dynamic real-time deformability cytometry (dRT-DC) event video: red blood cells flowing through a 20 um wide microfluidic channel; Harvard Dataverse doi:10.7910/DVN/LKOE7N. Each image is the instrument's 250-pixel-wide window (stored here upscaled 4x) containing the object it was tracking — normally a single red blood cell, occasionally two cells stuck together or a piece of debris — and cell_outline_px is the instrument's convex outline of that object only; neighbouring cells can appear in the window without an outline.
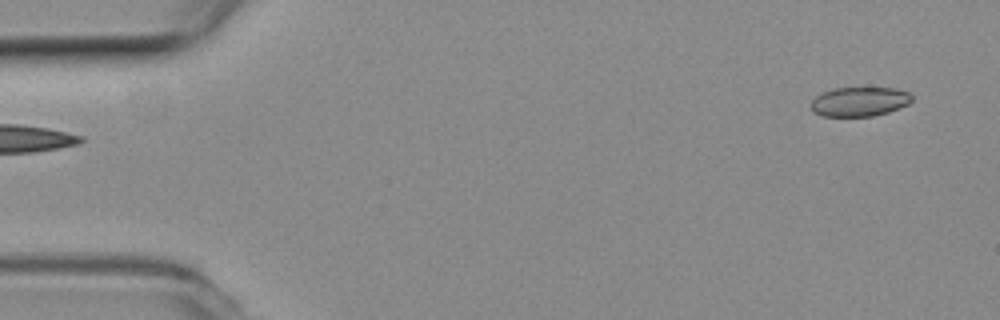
{"species": "common noctule bat (a hibernating species)", "species_latin": "Nyctalus noctula", "temperature_condition": "room temperature", "stored_images_in_passage": 9, "camera_frame_rate_fps": 3000, "um_per_image_px": 0.085, "animal": {"sex": "female", "body_mass_g": 19.3, "forearm_length_mm": 54.1}, "frame": {"image": 1, "passage_image": 1, "time_ms": 0.0, "image_size_px": [1000, 320], "cell_outline_px": [[912, 100], [908, 104], [900, 108], [888, 112], [872, 116], [824, 116], [812, 112], [812, 100], [816, 96], [832, 88], [896, 88], [908, 92], [912, 96]], "centroid_in_image_um": [73.07, 8.64], "position_along_channel_um": 11.9, "area_um2": 17.22}}
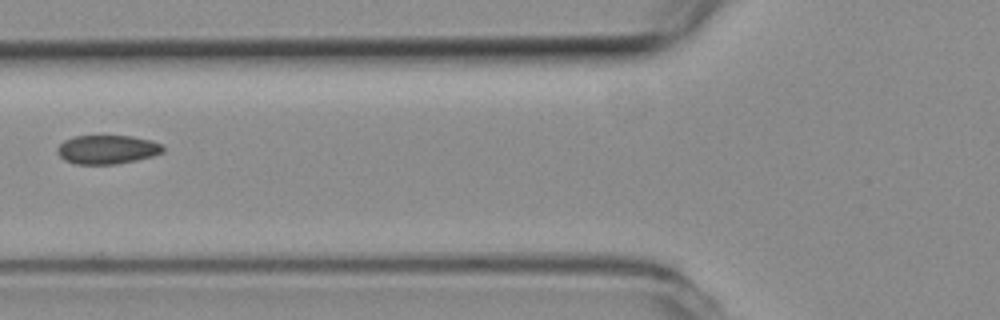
{"frame": {"image": 2, "passage_image": 6, "time_ms": 1.667, "image_size_px": [1000, 320], "cell_outline_px": [[164, 152], [152, 156], [136, 160], [116, 164], [76, 164], [64, 160], [56, 152], [56, 148], [64, 140], [76, 136], [132, 136], [152, 140], [160, 144], [164, 148]], "centroid_in_image_um": [9.1, 12.71], "position_along_channel_um": 116.7, "area_um2": 17.8}}
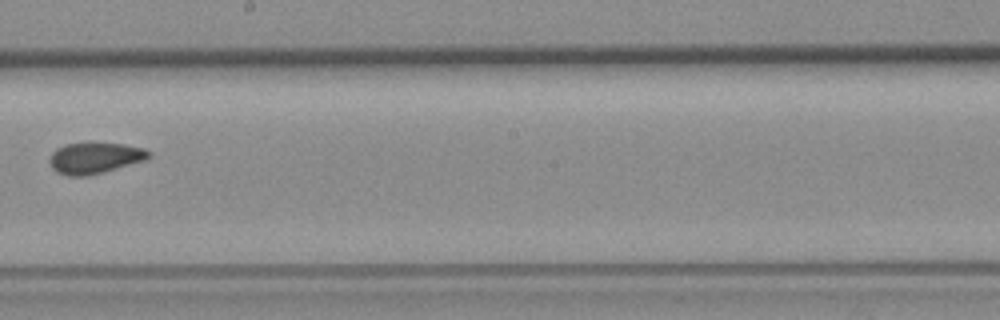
{"frame": {"image": 3, "passage_image": 9, "time_ms": 2.667, "image_size_px": [1000, 320], "cell_outline_px": [[152, 156], [148, 160], [104, 172], [88, 176], [68, 176], [56, 172], [52, 168], [48, 160], [52, 152], [56, 148], [68, 144], [88, 140], [124, 144], [144, 148], [152, 152]], "centroid_in_image_um": [8.09, 13.4], "position_along_channel_um": 240.1, "area_um2": 18.9}}